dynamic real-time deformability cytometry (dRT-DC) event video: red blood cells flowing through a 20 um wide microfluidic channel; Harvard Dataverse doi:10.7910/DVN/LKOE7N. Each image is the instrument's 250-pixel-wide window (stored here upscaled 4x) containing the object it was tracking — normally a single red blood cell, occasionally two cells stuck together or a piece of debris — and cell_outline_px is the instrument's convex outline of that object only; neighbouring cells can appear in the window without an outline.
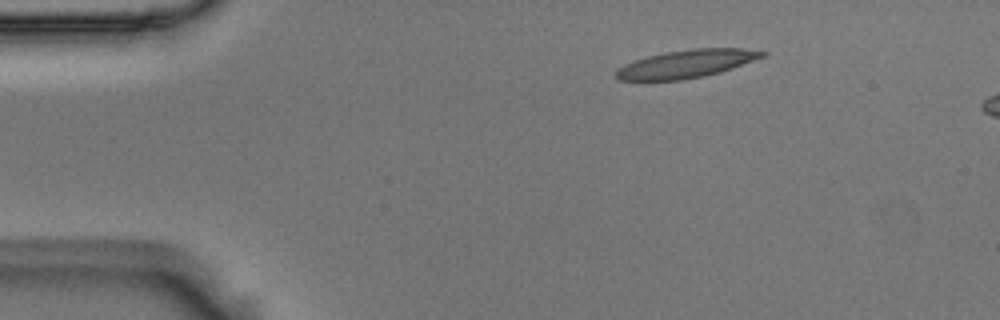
{"species": "Egyptian fruit bat (a non-hibernating species)", "species_latin": "Rousettus aegyptiacus", "temperature_condition": "room temperature", "stored_images_in_passage": 7, "camera_frame_rate_fps": 3000, "um_per_image_px": 0.085, "animal": {"sex": "male"}, "frame": {"image": 1, "passage_image": 1, "time_ms": 0.0, "image_size_px": [1000, 320], "cell_outline_px": [[768, 52], [764, 56], [732, 68], [720, 72], [704, 76], [680, 80], [620, 80], [612, 76], [624, 64], [648, 56], [668, 52], [692, 48], [744, 48]], "centroid_in_image_um": [58.35, 5.42], "position_along_channel_um": 26.7, "area_um2": 23.58}}